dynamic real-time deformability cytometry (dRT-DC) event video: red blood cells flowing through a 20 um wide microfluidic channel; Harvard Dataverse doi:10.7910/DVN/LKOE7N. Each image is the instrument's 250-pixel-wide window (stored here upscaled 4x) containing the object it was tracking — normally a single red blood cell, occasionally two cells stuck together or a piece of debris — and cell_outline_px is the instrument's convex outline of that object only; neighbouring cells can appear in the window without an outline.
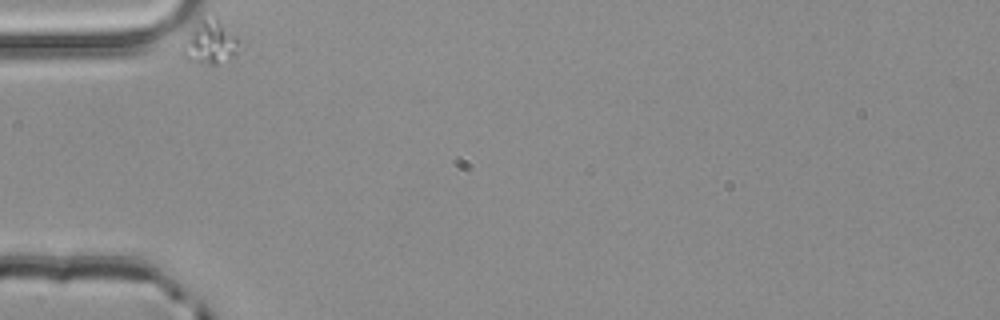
{"species": "common noctule bat (a hibernating species)", "species_latin": "Nyctalus noctula", "temperature_condition": "room temperature", "stored_images_in_passage": 5, "camera_frame_rate_fps": 3000, "um_per_image_px": 0.085, "animal": {"sex": "male", "body_mass_g": 20.4}, "frame": {"image": 1, "passage_image": 1, "time_ms": 0.0, "image_size_px": [1000, 320], "cell_outline_px": [[248, 40], [232, 56], [216, 64], [208, 64], [188, 60], [180, 52], [180, 44], [192, 28], [200, 20], [216, 16]], "centroid_in_image_um": [17.96, 3.56], "position_along_channel_um": 67.0, "area_um2": 15.32}}